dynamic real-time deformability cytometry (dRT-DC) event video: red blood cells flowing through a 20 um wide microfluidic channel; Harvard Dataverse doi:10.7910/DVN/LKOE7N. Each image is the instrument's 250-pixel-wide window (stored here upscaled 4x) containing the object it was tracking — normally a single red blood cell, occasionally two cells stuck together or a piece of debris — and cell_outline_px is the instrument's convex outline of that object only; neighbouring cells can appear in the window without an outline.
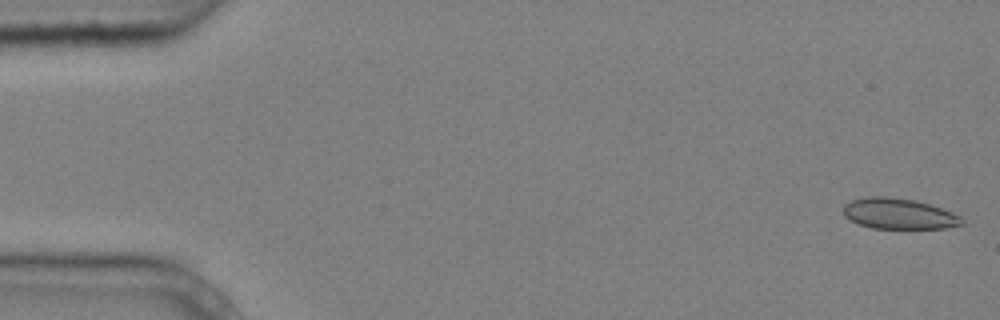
{"species": "common noctule bat (a hibernating species)", "species_latin": "Nyctalus noctula", "temperature_condition": "cold", "stored_images_in_passage": 4, "camera_frame_rate_fps": 3000, "um_per_image_px": 0.085, "animal": {"sex": "male", "body_mass_g": 20.4}, "frame": {"image": 1, "passage_image": 1, "time_ms": 0.0, "image_size_px": [1000, 320], "cell_outline_px": [[964, 224], [944, 228], [872, 228], [860, 224], [844, 216], [844, 204], [852, 200], [868, 196], [884, 196], [912, 200], [928, 204], [952, 212], [960, 216], [964, 220]], "centroid_in_image_um": [76.4, 18.17], "position_along_channel_um": 8.6, "area_um2": 20.92}}